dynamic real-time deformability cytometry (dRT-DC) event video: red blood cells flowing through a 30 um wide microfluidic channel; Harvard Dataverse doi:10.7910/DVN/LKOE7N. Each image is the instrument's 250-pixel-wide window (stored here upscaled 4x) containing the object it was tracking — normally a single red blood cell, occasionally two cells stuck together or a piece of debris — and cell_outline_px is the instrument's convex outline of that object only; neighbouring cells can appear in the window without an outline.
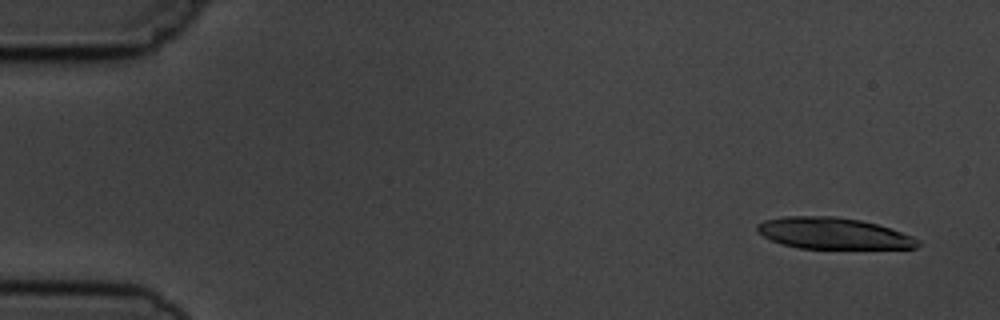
{"species": "common noctule bat (a hibernating species)", "species_latin": "Nyctalus noctula", "temperature_condition": "cold", "stored_images_in_passage": 3, "camera_frame_rate_fps": 3000, "um_per_image_px": 0.085, "animal": {"sex": "male", "body_mass_g": 19.5, "forearm_length_mm": 54.6}, "frame": {"image": 1, "passage_image": 1, "time_ms": 0.0, "image_size_px": [1000, 320], "cell_outline_px": [[920, 244], [916, 248], [800, 248], [784, 244], [772, 240], [764, 236], [756, 228], [756, 224], [764, 220], [784, 216], [836, 216], [860, 220], [876, 224], [912, 236], [920, 240]], "centroid_in_image_um": [70.82, 19.82], "position_along_channel_um": 14.2, "area_um2": 29.02}}